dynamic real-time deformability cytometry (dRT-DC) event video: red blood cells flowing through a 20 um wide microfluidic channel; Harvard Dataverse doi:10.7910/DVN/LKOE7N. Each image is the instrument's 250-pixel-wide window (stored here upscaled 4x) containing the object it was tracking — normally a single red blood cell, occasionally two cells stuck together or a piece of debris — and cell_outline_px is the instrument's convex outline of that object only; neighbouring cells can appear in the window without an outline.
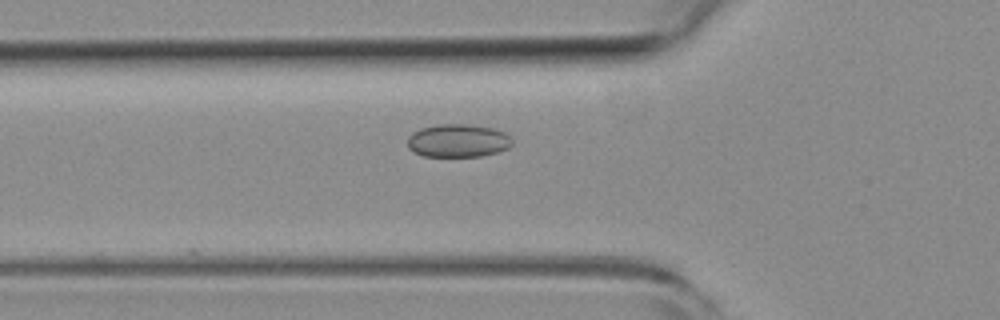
{"species": "common noctule bat (a hibernating species)", "species_latin": "Nyctalus noctula", "temperature_condition": "room temperature", "stored_images_in_passage": 33, "camera_frame_rate_fps": 3000, "um_per_image_px": 0.085, "animal": {"sex": "female", "body_mass_g": 19.3, "forearm_length_mm": 54.1}, "frame": {"image": 1, "passage_image": 2, "time_ms": 0.333, "image_size_px": [1000, 320], "cell_outline_px": [[512, 144], [508, 148], [496, 152], [480, 156], [424, 156], [412, 152], [408, 148], [408, 136], [412, 132], [420, 128], [436, 124], [468, 124], [492, 128], [504, 132], [512, 140]], "centroid_in_image_um": [38.88, 11.95], "position_along_channel_um": 86.9, "area_um2": 20.23}}
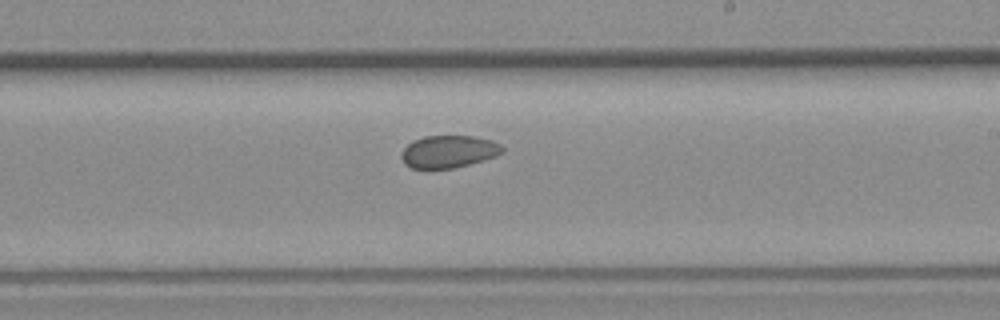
{"frame": {"image": 2, "passage_image": 15, "time_ms": 4.667, "image_size_px": [1000, 320], "cell_outline_px": [[504, 152], [496, 156], [484, 160], [456, 168], [412, 168], [404, 164], [400, 156], [400, 152], [412, 140], [424, 136], [472, 136], [492, 140], [500, 144], [504, 148]], "centroid_in_image_um": [38.13, 12.88], "position_along_channel_um": 250.9, "area_um2": 19.25}}
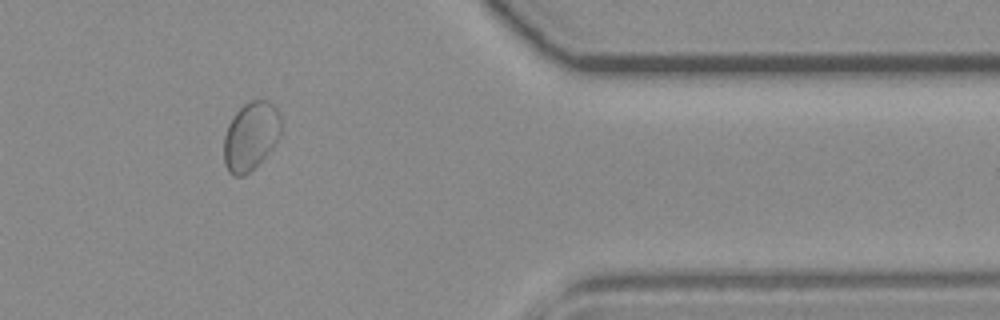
{"frame": {"image": 3, "passage_image": 28, "time_ms": 9.0, "image_size_px": [1000, 320], "cell_outline_px": [[280, 136], [268, 152], [244, 176], [232, 176], [228, 172], [224, 164], [224, 136], [228, 124], [236, 112], [248, 100], [268, 100], [276, 108], [280, 116]], "centroid_in_image_um": [21.29, 11.56], "position_along_channel_um": 390.1, "area_um2": 22.6}}